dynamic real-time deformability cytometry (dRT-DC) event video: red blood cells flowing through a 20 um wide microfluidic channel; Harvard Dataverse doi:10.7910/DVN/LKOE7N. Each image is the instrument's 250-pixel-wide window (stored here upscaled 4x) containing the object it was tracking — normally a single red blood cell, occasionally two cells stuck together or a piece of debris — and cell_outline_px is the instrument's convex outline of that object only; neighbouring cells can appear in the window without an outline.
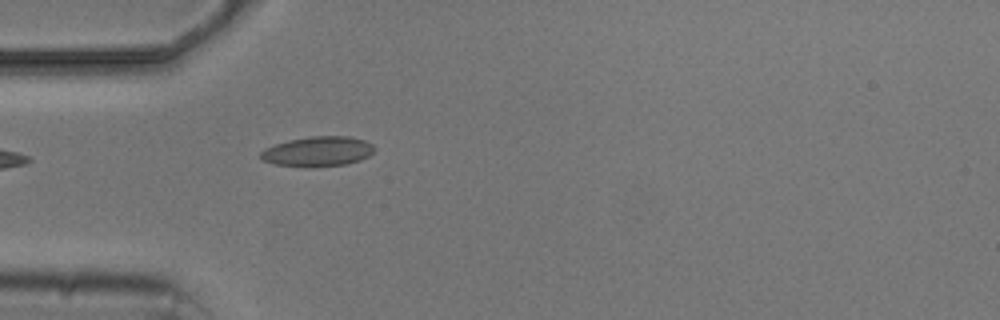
{"species": "common noctule bat (a hibernating species)", "species_latin": "Nyctalus noctula", "temperature_condition": "cold", "stored_images_in_passage": 2, "camera_frame_rate_fps": 3000, "um_per_image_px": 0.085, "animal": {"sex": "male", "body_mass_g": 20.5, "forearm_length_mm": 52.5}, "frame": {"image": 1, "passage_image": 2, "time_ms": 1.333, "image_size_px": [1000, 320], "cell_outline_px": [[376, 148], [368, 156], [360, 160], [348, 164], [312, 168], [308, 168], [276, 164], [264, 160], [260, 156], [260, 152], [264, 148], [288, 140], [312, 136], [348, 136], [364, 140], [372, 144]], "centroid_in_image_um": [27.03, 12.88], "position_along_channel_um": 58.0, "area_um2": 20.0}}